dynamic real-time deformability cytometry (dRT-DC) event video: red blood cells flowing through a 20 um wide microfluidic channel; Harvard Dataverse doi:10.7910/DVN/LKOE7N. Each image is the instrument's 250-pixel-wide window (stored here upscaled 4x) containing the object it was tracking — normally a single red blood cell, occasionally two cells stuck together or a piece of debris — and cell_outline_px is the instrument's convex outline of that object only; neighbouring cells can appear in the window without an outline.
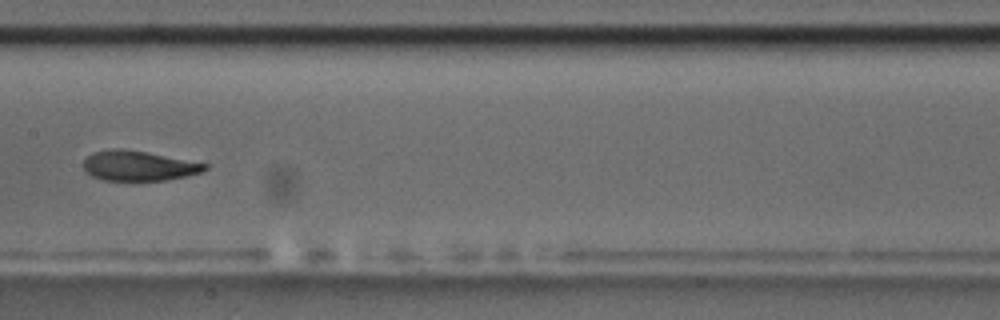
{"species": "common noctule bat (a hibernating species)", "species_latin": "Nyctalus noctula", "temperature_condition": "room temperature", "stored_images_in_passage": 9, "camera_frame_rate_fps": 3000, "um_per_image_px": 0.085, "animal": {"sex": "male", "body_mass_g": 17.5, "forearm_length_mm": 52.3}, "frame": {"image": 1, "passage_image": 7, "time_ms": 7.0, "image_size_px": [1000, 320], "cell_outline_px": [[208, 168], [200, 172], [184, 176], [164, 180], [104, 180], [92, 176], [84, 168], [84, 160], [92, 152], [116, 148], [120, 148], [144, 152], [208, 164]], "centroid_in_image_um": [11.75, 14.09], "position_along_channel_um": 195.7, "area_um2": 20.69}}
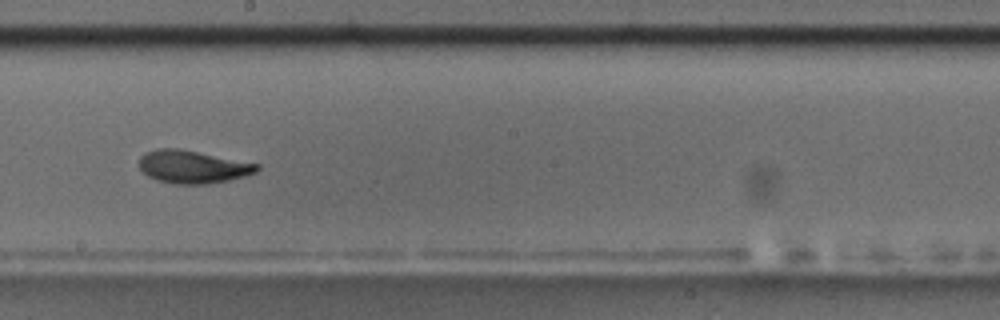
{"frame": {"image": 2, "passage_image": 8, "time_ms": 8.0, "image_size_px": [1000, 320], "cell_outline_px": [[260, 168], [256, 172], [244, 176], [228, 180], [208, 184], [176, 184], [156, 180], [148, 176], [140, 168], [140, 156], [144, 152], [156, 148], [180, 148], [260, 164]], "centroid_in_image_um": [16.37, 14.17], "position_along_channel_um": 231.8, "area_um2": 22.66}}